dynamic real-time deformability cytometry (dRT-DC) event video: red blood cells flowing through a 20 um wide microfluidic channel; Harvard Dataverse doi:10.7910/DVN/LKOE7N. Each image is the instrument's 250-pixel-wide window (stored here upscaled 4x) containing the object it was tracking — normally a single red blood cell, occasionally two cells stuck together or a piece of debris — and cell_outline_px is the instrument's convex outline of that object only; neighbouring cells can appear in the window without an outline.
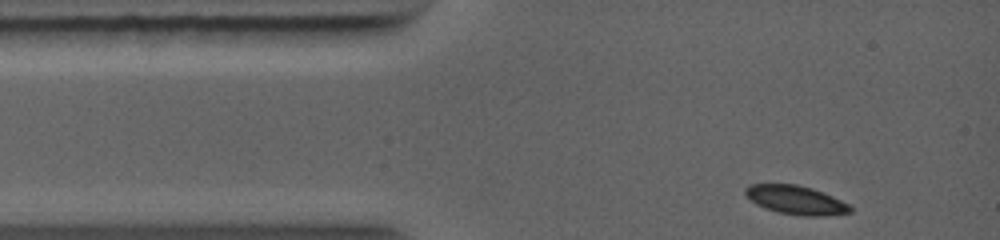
{"species": "common noctule bat (a hibernating species)", "species_latin": "Nyctalus noctula", "temperature_condition": "warm", "stored_images_in_passage": 22, "camera_frame_rate_fps": 5000, "um_per_image_px": 0.085, "animal": {"sex": "female", "body_mass_g": 19.0, "forearm_length_mm": 56.7}, "frame": {"image": 1, "passage_image": 1, "time_ms": 0.0, "image_size_px": [1000, 240], "cell_outline_px": [[852, 212], [824, 216], [800, 216], [776, 212], [764, 208], [756, 204], [744, 192], [744, 188], [752, 184], [796, 184], [812, 188], [832, 196], [848, 204], [852, 208]], "centroid_in_image_um": [67.65, 17.01], "position_along_channel_um": 17.4, "area_um2": 17.57}}
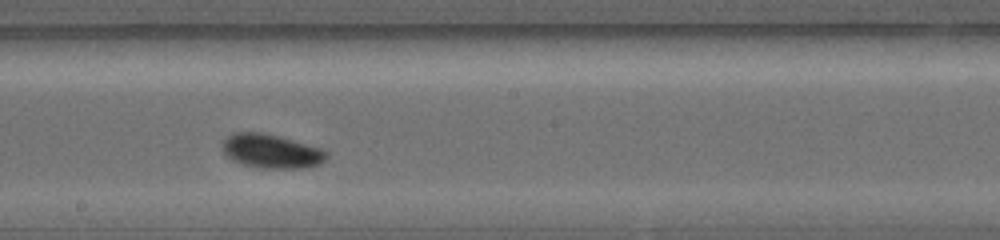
{"frame": {"image": 2, "passage_image": 13, "time_ms": 5.2, "image_size_px": [1000, 240], "cell_outline_px": [[328, 156], [320, 164], [308, 168], [260, 168], [240, 164], [232, 160], [224, 152], [224, 140], [228, 136], [236, 132], [264, 132], [280, 136], [320, 148], [328, 152]], "centroid_in_image_um": [23.09, 12.86], "position_along_channel_um": 225.1, "area_um2": 20.63}}
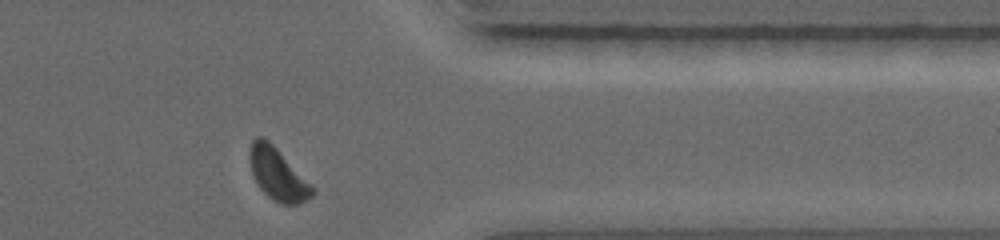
{"frame": {"image": 3, "passage_image": 22, "time_ms": 8.8, "image_size_px": [1000, 240], "cell_outline_px": [[316, 192], [312, 196], [300, 204], [280, 204], [272, 200], [260, 188], [252, 176], [248, 156], [252, 140], [256, 136], [264, 136], [316, 188]], "centroid_in_image_um": [23.6, 14.81], "position_along_channel_um": 387.8, "area_um2": 19.25}}